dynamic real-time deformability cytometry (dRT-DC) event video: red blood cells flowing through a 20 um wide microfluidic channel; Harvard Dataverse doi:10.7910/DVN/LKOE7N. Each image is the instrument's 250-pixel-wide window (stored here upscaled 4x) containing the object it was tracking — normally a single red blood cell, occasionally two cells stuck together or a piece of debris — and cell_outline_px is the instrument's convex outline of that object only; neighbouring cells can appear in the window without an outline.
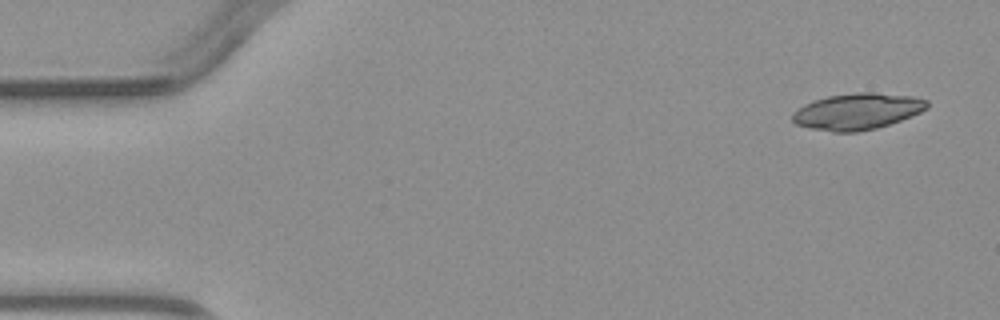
{"species": "common noctule bat (a hibernating species)", "species_latin": "Nyctalus noctula", "temperature_condition": "warm", "stored_images_in_passage": 5, "camera_frame_rate_fps": 3000, "um_per_image_px": 0.085, "animal": {"sex": "male", "body_mass_g": 23.1, "forearm_length_mm": 52.7}, "frame": {"image": 1, "passage_image": 1, "time_ms": 0.0, "image_size_px": [1000, 320], "cell_outline_px": [[928, 108], [912, 116], [876, 128], [856, 132], [832, 132], [812, 128], [796, 124], [792, 120], [792, 112], [804, 104], [812, 100], [828, 96], [856, 92], [876, 92], [912, 96], [928, 100]], "centroid_in_image_um": [72.87, 9.46], "position_along_channel_um": 12.1, "area_um2": 28.55}}